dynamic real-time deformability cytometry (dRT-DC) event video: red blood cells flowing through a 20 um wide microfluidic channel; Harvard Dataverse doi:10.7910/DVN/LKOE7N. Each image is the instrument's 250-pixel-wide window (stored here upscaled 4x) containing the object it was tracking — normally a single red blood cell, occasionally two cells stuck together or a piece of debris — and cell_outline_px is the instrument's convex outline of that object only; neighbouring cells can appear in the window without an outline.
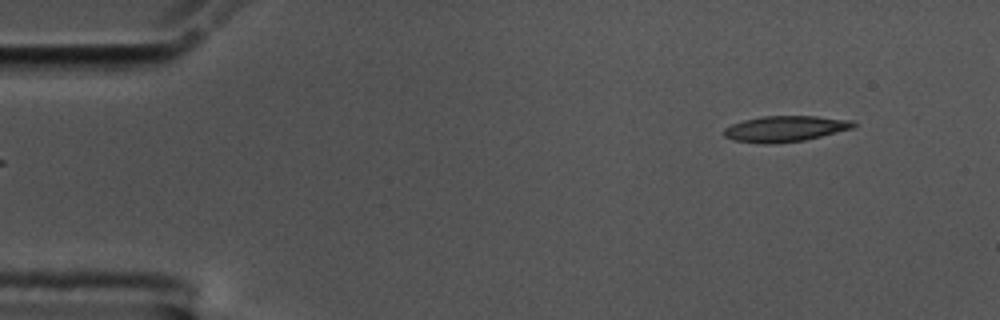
{"species": "common noctule bat (a hibernating species)", "species_latin": "Nyctalus noctula", "temperature_condition": "cold", "stored_images_in_passage": 51, "camera_frame_rate_fps": 3000, "um_per_image_px": 0.085, "animal": {"sex": "male", "body_mass_g": 17.5, "forearm_length_mm": 52.3}, "frame": {"image": 1, "passage_image": 1, "time_ms": 0.0, "image_size_px": [1000, 320], "cell_outline_px": [[856, 124], [852, 128], [804, 140], [772, 144], [764, 144], [732, 140], [724, 136], [724, 128], [732, 124], [744, 120], [764, 116], [816, 116], [852, 120]], "centroid_in_image_um": [66.7, 10.94], "position_along_channel_um": 18.3, "area_um2": 19.36}}
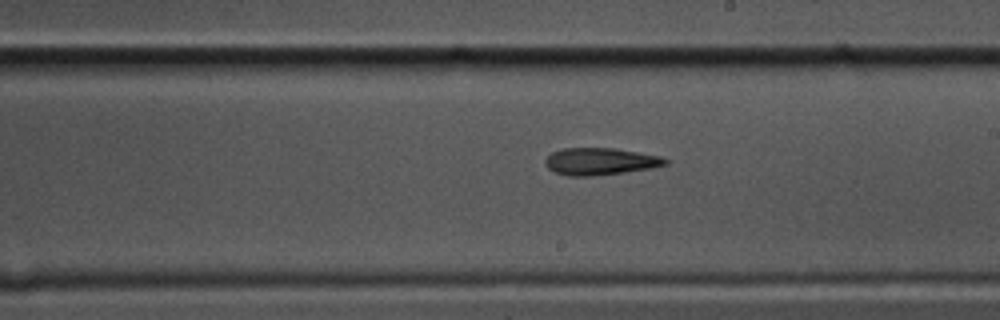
{"frame": {"image": 2, "passage_image": 27, "time_ms": 8.667, "image_size_px": [1000, 320], "cell_outline_px": [[668, 164], [652, 168], [624, 172], [592, 176], [568, 176], [556, 172], [548, 168], [544, 160], [552, 152], [560, 148], [616, 148], [660, 156], [668, 160]], "centroid_in_image_um": [51.02, 13.71], "position_along_channel_um": 238.0, "area_um2": 18.96}}
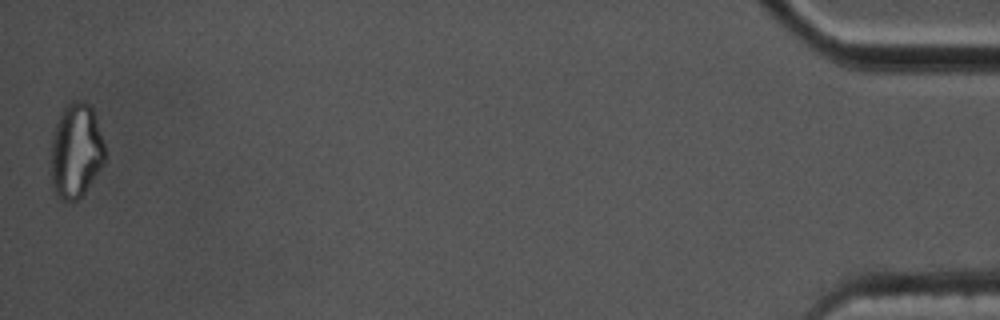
{"frame": {"image": 3, "passage_image": 51, "time_ms": 16.667, "image_size_px": [1000, 320], "cell_outline_px": [[104, 164], [84, 192], [76, 200], [60, 200], [56, 196], [52, 188], [48, 164], [52, 136], [56, 124], [68, 100], [84, 100], [92, 108], [104, 144]], "centroid_in_image_um": [6.4, 12.83], "position_along_channel_um": 428.8, "area_um2": 30.23}}